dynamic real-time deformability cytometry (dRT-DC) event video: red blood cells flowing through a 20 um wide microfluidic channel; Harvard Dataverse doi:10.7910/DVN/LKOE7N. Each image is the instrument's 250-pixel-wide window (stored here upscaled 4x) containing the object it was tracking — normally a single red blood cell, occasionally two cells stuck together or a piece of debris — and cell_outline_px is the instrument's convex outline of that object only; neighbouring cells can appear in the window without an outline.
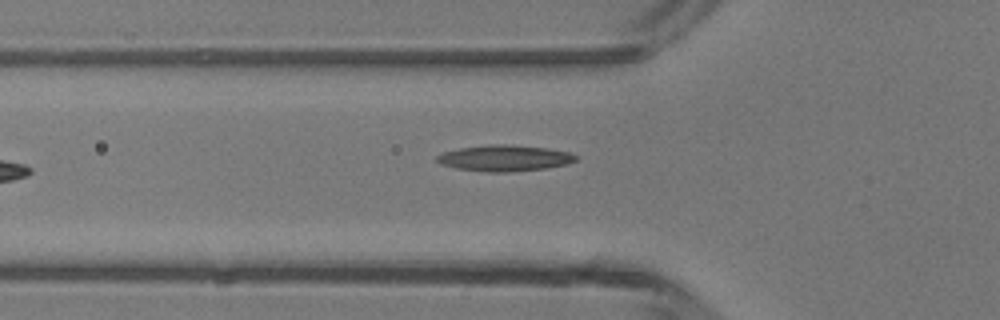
{"species": "common noctule bat (a hibernating species)", "species_latin": "Nyctalus noctula", "temperature_condition": "room temperature", "stored_images_in_passage": 6, "camera_frame_rate_fps": 3000, "um_per_image_px": 0.085, "animal": {"sex": "male", "body_mass_g": 13.3}, "frame": {"image": 1, "passage_image": 6, "time_ms": 6.0, "image_size_px": [1000, 320], "cell_outline_px": [[580, 156], [576, 160], [568, 164], [548, 168], [508, 172], [488, 172], [456, 168], [440, 164], [436, 160], [436, 156], [444, 152], [460, 148], [488, 144], [504, 144], [548, 148], [568, 152]], "centroid_in_image_um": [42.91, 13.44], "position_along_channel_um": 82.9, "area_um2": 21.21}}